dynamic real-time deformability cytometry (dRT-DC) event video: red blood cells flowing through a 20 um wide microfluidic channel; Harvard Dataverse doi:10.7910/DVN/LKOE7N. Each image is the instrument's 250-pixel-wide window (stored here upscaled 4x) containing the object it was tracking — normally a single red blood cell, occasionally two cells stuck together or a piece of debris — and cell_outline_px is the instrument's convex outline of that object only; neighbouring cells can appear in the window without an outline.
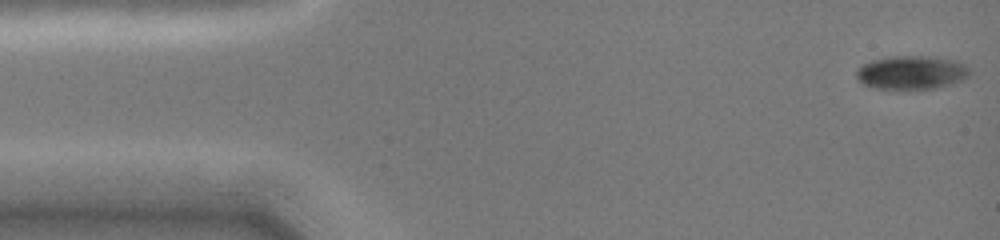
{"species": "common noctule bat (a hibernating species)", "species_latin": "Nyctalus noctula", "temperature_condition": "cold", "stored_images_in_passage": 46, "camera_frame_rate_fps": 3000, "um_per_image_px": 0.085, "animal": {"sex": "female", "body_mass_g": 19.0, "forearm_length_mm": 51.5}, "frame": {"image": 1, "passage_image": 1, "time_ms": 0.0, "image_size_px": [1000, 240], "cell_outline_px": [[972, 72], [968, 76], [960, 80], [936, 88], [872, 88], [864, 84], [856, 76], [856, 72], [864, 64], [872, 60], [892, 56], [936, 56], [956, 60], [964, 64]], "centroid_in_image_um": [77.51, 6.14], "position_along_channel_um": 7.5, "area_um2": 21.91}}
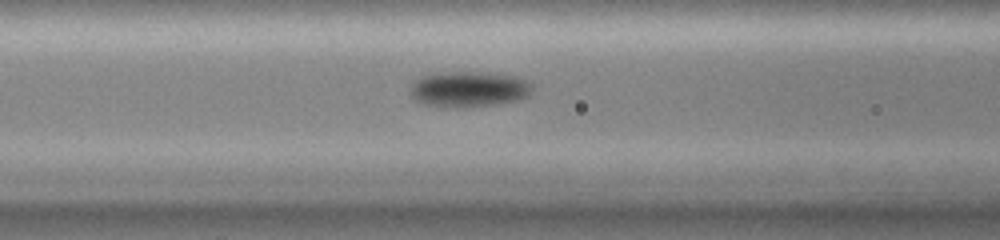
{"frame": {"image": 2, "passage_image": 18, "time_ms": 5.667, "image_size_px": [1000, 240], "cell_outline_px": [[532, 92], [528, 96], [516, 100], [500, 104], [464, 108], [444, 108], [420, 104], [412, 96], [412, 84], [416, 80], [424, 76], [448, 72], [484, 72], [512, 76], [524, 80], [532, 84]], "centroid_in_image_um": [39.85, 7.62], "position_along_channel_um": 126.7, "area_um2": 25.43}}
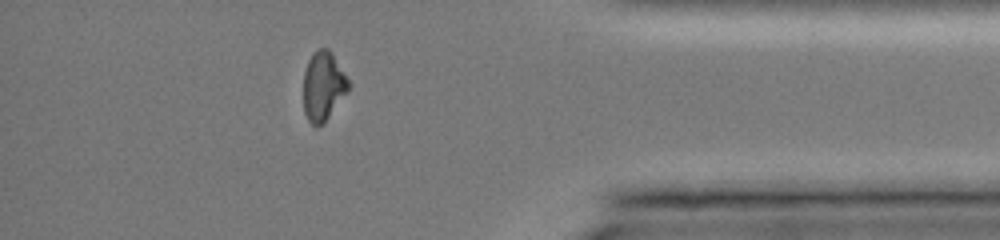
{"frame": {"image": 3, "passage_image": 40, "time_ms": 13.0, "image_size_px": [1000, 240], "cell_outline_px": [[352, 84], [348, 92], [324, 124], [316, 128], [308, 120], [304, 112], [304, 72], [308, 60], [312, 52], [316, 48], [328, 48], [332, 52]], "centroid_in_image_um": [27.5, 7.32], "position_along_channel_um": 407.7, "area_um2": 18.67}, "authors_computed_cell_mechanics": {"area_um2": 22.5709, "velocity_mm_per_s": 4.0767, "shape_relaxation_time_tau1_ms": 2.0008, "shape_relaxation_time_tau2_ms": null, "deformation_change_tau1": 0.0778, "deformation_change_tau2": null}}